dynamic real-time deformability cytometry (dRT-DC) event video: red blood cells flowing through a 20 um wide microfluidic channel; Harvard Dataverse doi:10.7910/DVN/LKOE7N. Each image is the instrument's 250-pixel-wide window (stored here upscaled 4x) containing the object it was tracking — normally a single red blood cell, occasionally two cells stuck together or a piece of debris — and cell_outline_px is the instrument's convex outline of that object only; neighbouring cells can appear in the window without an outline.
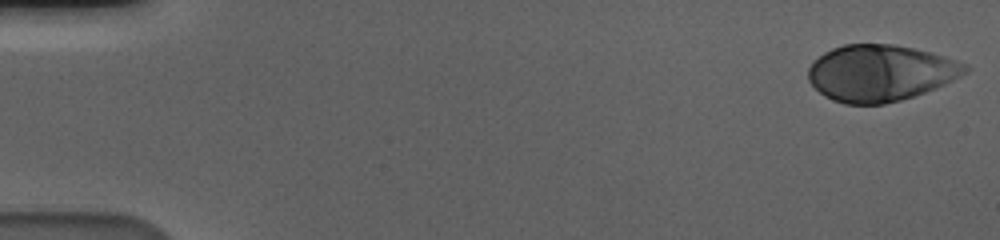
{"species": "human", "species_latin": "Homo sapiens", "temperature_condition": "cold", "stored_images_in_passage": 57, "camera_frame_rate_fps": 3000, "um_per_image_px": 0.085, "donor": {"sex": "male"}, "frame": {"image": 1, "passage_image": 1, "time_ms": 0.0, "image_size_px": [1000, 240], "cell_outline_px": [[968, 72], [936, 88], [900, 100], [884, 104], [844, 104], [832, 100], [824, 96], [808, 80], [808, 68], [824, 52], [832, 48], [844, 44], [892, 44], [912, 48], [944, 56], [968, 64]], "centroid_in_image_um": [74.82, 6.21], "position_along_channel_um": 10.2, "area_um2": 51.33}}
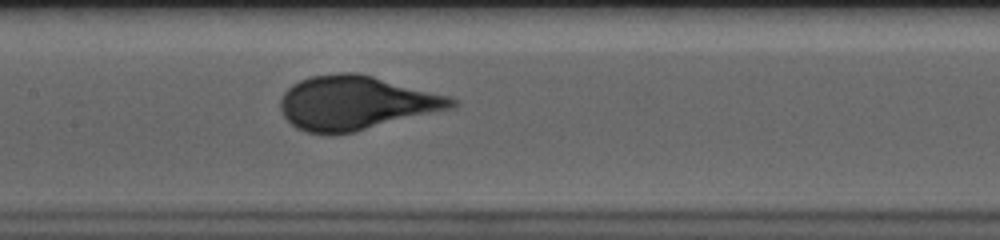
{"frame": {"image": 2, "passage_image": 28, "time_ms": 9.0, "image_size_px": [1000, 240], "cell_outline_px": [[456, 104], [452, 108], [352, 132], [332, 136], [308, 132], [296, 128], [284, 116], [280, 108], [280, 100], [284, 92], [292, 84], [300, 80], [312, 76], [340, 72], [356, 72], [452, 96], [456, 100]], "centroid_in_image_um": [30.22, 8.74], "position_along_channel_um": 177.2, "area_um2": 53.7}}
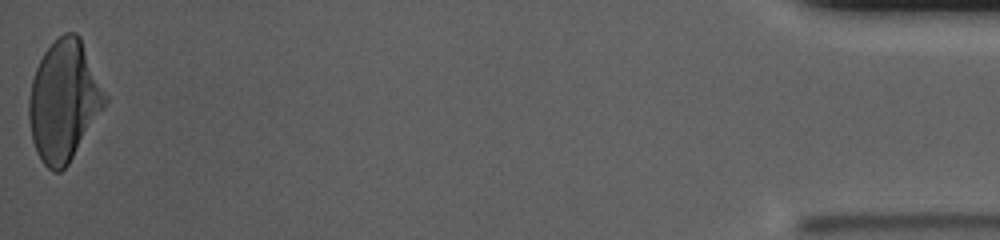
{"frame": {"image": 3, "passage_image": 57, "time_ms": 18.667, "image_size_px": [1000, 240], "cell_outline_px": [[108, 100], [104, 108], [68, 164], [60, 172], [52, 172], [40, 160], [36, 152], [32, 140], [28, 116], [28, 100], [32, 80], [36, 68], [44, 52], [64, 32], [76, 32], [80, 36], [108, 96]], "centroid_in_image_um": [5.43, 8.58], "position_along_channel_um": 429.8, "area_um2": 53.47}}